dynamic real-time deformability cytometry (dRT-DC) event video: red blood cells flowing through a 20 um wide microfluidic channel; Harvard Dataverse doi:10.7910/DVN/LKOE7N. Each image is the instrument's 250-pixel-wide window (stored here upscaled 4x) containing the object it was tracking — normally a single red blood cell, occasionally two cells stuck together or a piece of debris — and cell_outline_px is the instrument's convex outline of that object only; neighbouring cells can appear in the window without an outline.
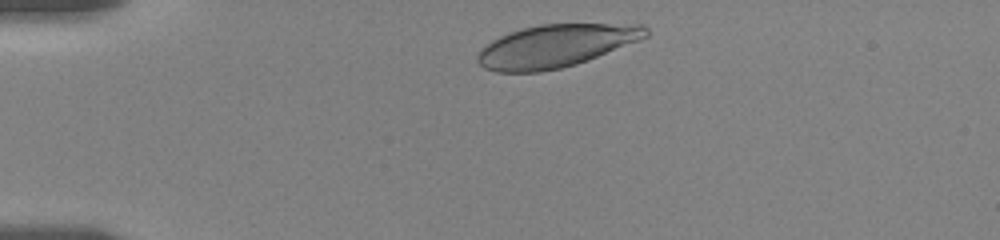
{"species": "human", "species_latin": "Homo sapiens", "temperature_condition": "room temperature", "stored_images_in_passage": 7, "camera_frame_rate_fps": 3000, "um_per_image_px": 0.085, "donor": {"sex": "female"}, "frame": {"image": 1, "passage_image": 1, "time_ms": 0.0, "image_size_px": [1000, 240], "cell_outline_px": [[648, 36], [640, 40], [588, 60], [576, 64], [560, 68], [540, 72], [496, 72], [484, 68], [476, 60], [476, 56], [492, 40], [500, 36], [520, 28], [540, 24], [644, 24], [648, 28]], "centroid_in_image_um": [47.26, 3.9], "position_along_channel_um": 37.7, "area_um2": 41.85}}
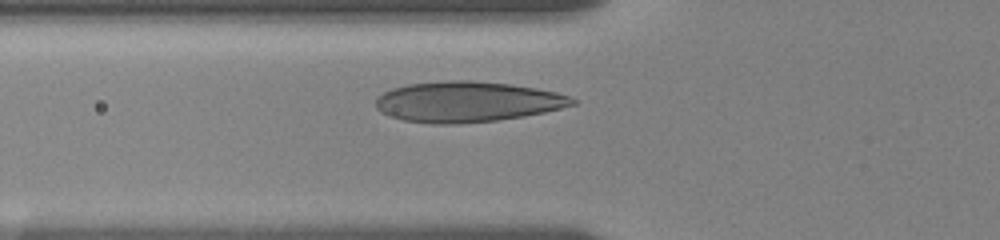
{"frame": {"image": 2, "passage_image": 6, "time_ms": 2.667, "image_size_px": [1000, 240], "cell_outline_px": [[576, 104], [544, 112], [524, 116], [496, 120], [456, 124], [432, 124], [404, 120], [388, 116], [380, 112], [376, 108], [376, 96], [392, 88], [408, 84], [448, 80], [472, 80], [512, 84], [536, 88], [556, 92], [568, 96], [576, 100]], "centroid_in_image_um": [39.67, 8.65], "position_along_channel_um": 86.1, "area_um2": 46.59}}